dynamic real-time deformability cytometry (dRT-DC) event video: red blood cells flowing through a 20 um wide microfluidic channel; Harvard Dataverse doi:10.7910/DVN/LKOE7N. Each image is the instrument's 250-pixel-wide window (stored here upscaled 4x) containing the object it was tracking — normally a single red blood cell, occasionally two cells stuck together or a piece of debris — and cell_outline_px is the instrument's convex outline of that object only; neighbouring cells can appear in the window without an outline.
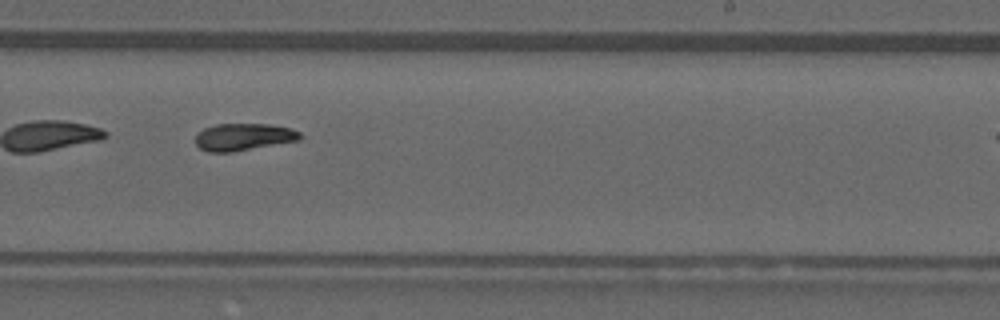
{"species": "common noctule bat (a hibernating species)", "species_latin": "Nyctalus noctula", "temperature_condition": "warm", "stored_images_in_passage": 23, "camera_frame_rate_fps": 3000, "um_per_image_px": 0.085, "animal": {"sex": "male", "forearm_length_mm": 52.5}, "frame": {"image": 1, "passage_image": 14, "time_ms": 4.333, "image_size_px": [1000, 320], "cell_outline_px": [[300, 140], [232, 152], [208, 152], [200, 148], [196, 144], [196, 136], [204, 128], [216, 124], [268, 124], [292, 128], [300, 132]], "centroid_in_image_um": [20.71, 11.64], "position_along_channel_um": 268.3, "area_um2": 16.47}}